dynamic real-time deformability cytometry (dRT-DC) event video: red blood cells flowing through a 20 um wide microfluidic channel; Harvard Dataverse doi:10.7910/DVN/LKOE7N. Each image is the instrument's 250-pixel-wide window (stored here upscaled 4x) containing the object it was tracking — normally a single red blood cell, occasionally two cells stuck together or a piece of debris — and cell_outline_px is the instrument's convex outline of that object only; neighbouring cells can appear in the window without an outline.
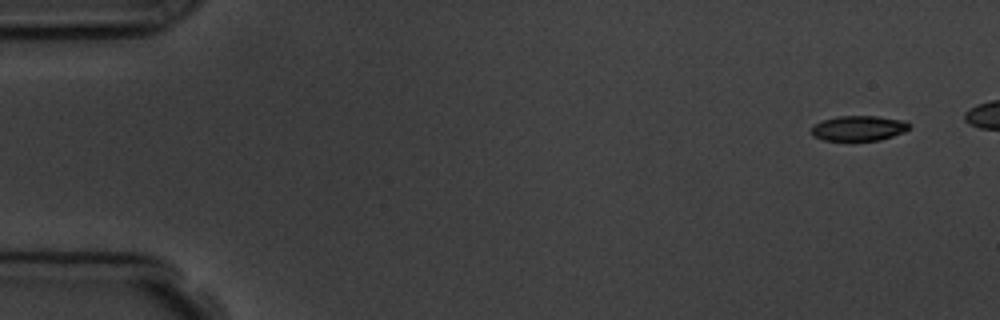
{"species": "common noctule bat (a hibernating species)", "species_latin": "Nyctalus noctula", "temperature_condition": "room temperature", "stored_images_in_passage": 8, "camera_frame_rate_fps": 3000, "um_per_image_px": 0.085, "animal": {"sex": "male", "body_mass_g": 19.5, "forearm_length_mm": 54.6}, "frame": {"image": 1, "passage_image": 1, "time_ms": 0.0, "image_size_px": [1000, 320], "cell_outline_px": [[912, 124], [904, 132], [880, 140], [824, 140], [812, 136], [812, 128], [820, 120], [840, 116], [876, 116], [904, 120]], "centroid_in_image_um": [73.0, 10.89], "position_along_channel_um": 12.0, "area_um2": 14.28}}